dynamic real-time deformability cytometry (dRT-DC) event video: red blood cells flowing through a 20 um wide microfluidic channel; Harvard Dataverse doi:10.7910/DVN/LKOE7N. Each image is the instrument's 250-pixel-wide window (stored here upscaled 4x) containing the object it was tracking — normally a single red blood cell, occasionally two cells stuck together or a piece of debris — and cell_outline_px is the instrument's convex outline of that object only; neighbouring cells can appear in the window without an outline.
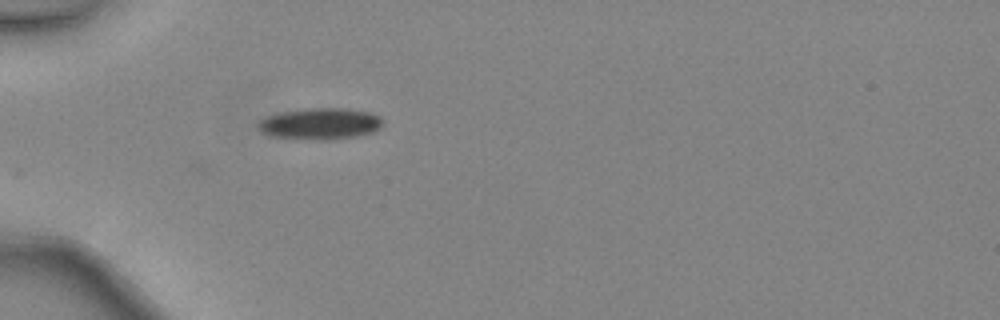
{"species": "common noctule bat (a hibernating species)", "species_latin": "Nyctalus noctula", "temperature_condition": "warm", "stored_images_in_passage": 32, "camera_frame_rate_fps": 3000, "um_per_image_px": 0.085, "animal": {"sex": "female", "body_mass_g": 24.6, "forearm_length_mm": 56.2}, "frame": {"image": 1, "passage_image": 1, "time_ms": 0.0, "image_size_px": [1000, 320], "cell_outline_px": [[384, 120], [380, 128], [372, 132], [356, 136], [324, 140], [316, 140], [268, 136], [260, 132], [256, 128], [256, 124], [260, 120], [268, 116], [284, 112], [308, 108], [344, 108], [372, 112], [380, 116]], "centroid_in_image_um": [27.21, 10.52], "position_along_channel_um": 57.8, "area_um2": 23.0}}
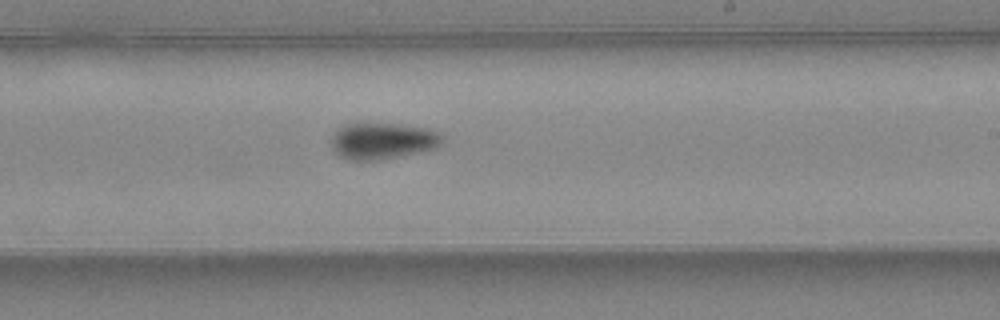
{"frame": {"image": 2, "passage_image": 15, "time_ms": 4.667, "image_size_px": [1000, 320], "cell_outline_px": [[444, 140], [436, 148], [420, 152], [384, 160], [348, 160], [340, 156], [332, 148], [332, 136], [344, 124], [396, 124], [428, 128], [440, 132], [444, 136]], "centroid_in_image_um": [32.57, 11.99], "position_along_channel_um": 256.4, "area_um2": 23.64}}
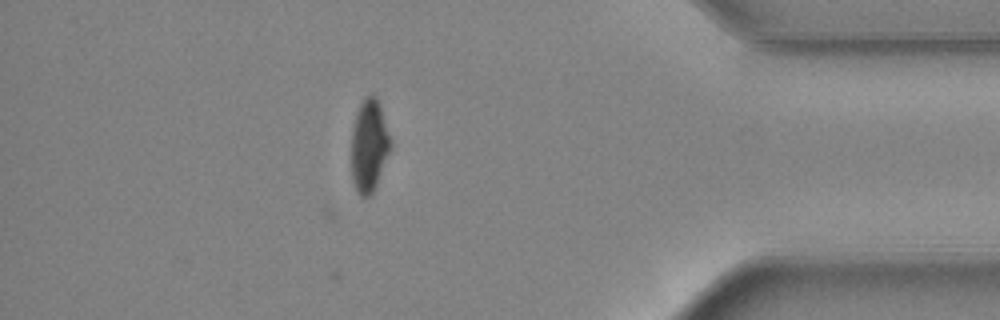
{"frame": {"image": 3, "passage_image": 27, "time_ms": 8.667, "image_size_px": [1000, 320], "cell_outline_px": [[392, 148], [376, 184], [372, 192], [368, 196], [360, 196], [356, 192], [352, 180], [352, 128], [356, 112], [364, 96], [376, 96], [380, 104], [392, 140]], "centroid_in_image_um": [31.39, 12.36], "position_along_channel_um": 403.8, "area_um2": 21.27}, "authors_computed_cell_mechanics": {"area_um2": 22.8021, "velocity_mm_per_s": 4.4956, "shape_relaxation_time_tau1_ms": 4.4284, "shape_relaxation_time_tau2_ms": 6.1144, "deformation_change_tau1": 0.1403, "deformation_change_tau2": 0.0974}}